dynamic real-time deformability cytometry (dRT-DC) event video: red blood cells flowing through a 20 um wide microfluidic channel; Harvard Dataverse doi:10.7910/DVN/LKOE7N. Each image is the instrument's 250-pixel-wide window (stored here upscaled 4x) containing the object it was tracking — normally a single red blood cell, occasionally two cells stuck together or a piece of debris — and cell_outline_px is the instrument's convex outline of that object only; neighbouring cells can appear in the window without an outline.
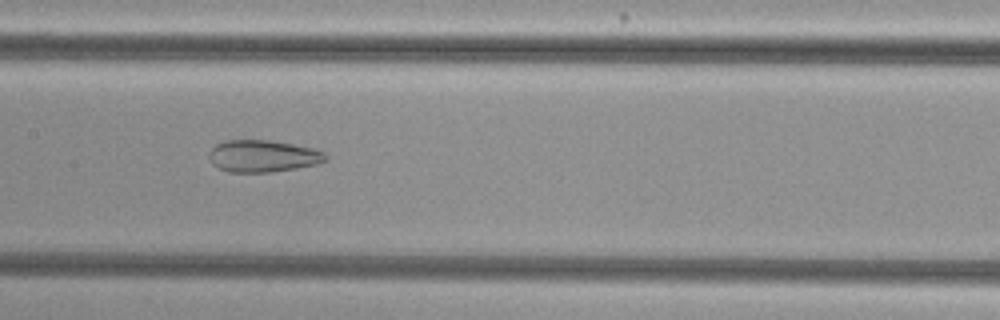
{"species": "common noctule bat (a hibernating species)", "species_latin": "Nyctalus noctula", "temperature_condition": "cold", "stored_images_in_passage": 44, "camera_frame_rate_fps": 3000, "um_per_image_px": 0.085, "animal": {"sex": "female", "body_mass_g": 29.2, "forearm_length_mm": 56.3}, "frame": {"image": 1, "passage_image": 19, "time_ms": 6.0, "image_size_px": [1000, 320], "cell_outline_px": [[328, 160], [316, 164], [296, 168], [272, 172], [228, 172], [212, 164], [208, 156], [208, 152], [216, 144], [228, 140], [268, 140], [316, 148], [324, 152], [328, 156]], "centroid_in_image_um": [22.36, 13.26], "position_along_channel_um": 185.0, "area_um2": 21.85}}